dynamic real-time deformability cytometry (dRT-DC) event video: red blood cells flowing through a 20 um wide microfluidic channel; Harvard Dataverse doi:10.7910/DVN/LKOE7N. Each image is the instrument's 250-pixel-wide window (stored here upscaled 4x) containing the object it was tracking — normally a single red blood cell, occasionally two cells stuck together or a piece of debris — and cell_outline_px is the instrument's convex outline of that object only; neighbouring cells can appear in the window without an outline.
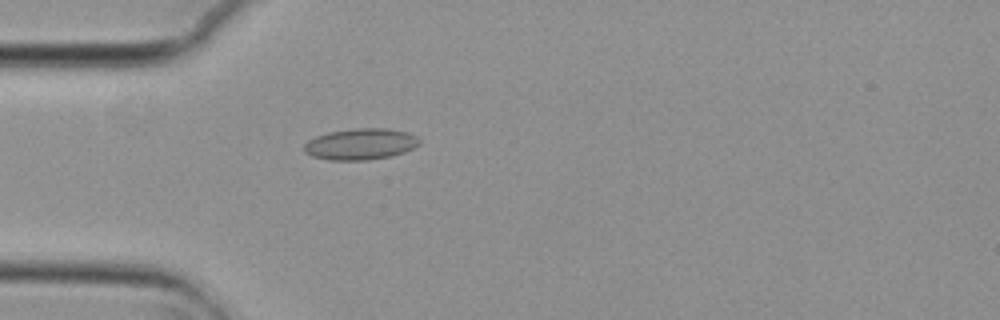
{"species": "common noctule bat (a hibernating species)", "species_latin": "Nyctalus noctula", "temperature_condition": "cold", "stored_images_in_passage": 51, "camera_frame_rate_fps": 3000, "um_per_image_px": 0.085, "animal": {"sex": "female", "body_mass_g": 29.2, "forearm_length_mm": 56.3}, "frame": {"image": 1, "passage_image": 16, "time_ms": 5.0, "image_size_px": [1000, 320], "cell_outline_px": [[420, 144], [404, 152], [392, 156], [368, 160], [328, 160], [312, 156], [304, 152], [304, 144], [308, 140], [316, 136], [328, 132], [356, 128], [388, 128], [408, 132], [416, 136], [420, 140]], "centroid_in_image_um": [30.65, 12.24], "position_along_channel_um": 54.4, "area_um2": 21.15}}
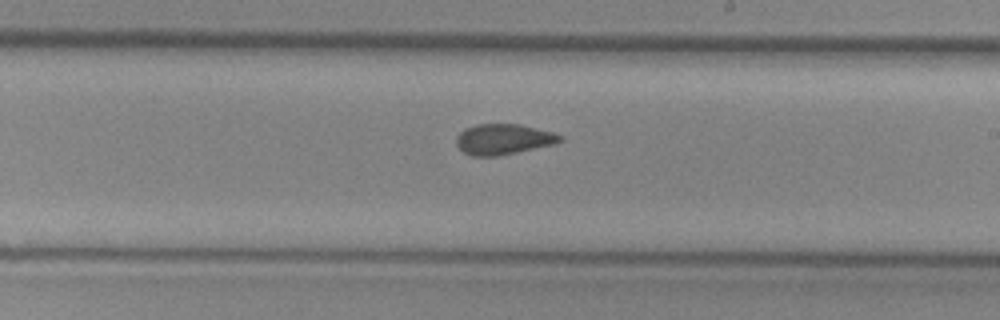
{"frame": {"image": 2, "passage_image": 32, "time_ms": 10.333, "image_size_px": [1000, 320], "cell_outline_px": [[564, 140], [556, 144], [496, 156], [472, 156], [464, 152], [456, 144], [456, 136], [464, 128], [476, 124], [520, 124], [552, 132], [560, 136]], "centroid_in_image_um": [42.77, 11.83], "position_along_channel_um": 246.2, "area_um2": 18.44}}
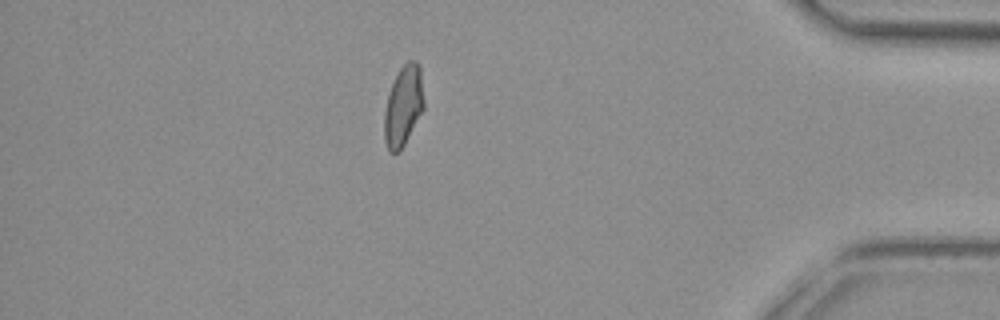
{"frame": {"image": 3, "passage_image": 48, "time_ms": 15.667, "image_size_px": [1000, 320], "cell_outline_px": [[424, 108], [400, 152], [388, 152], [384, 140], [384, 112], [388, 96], [392, 84], [400, 68], [408, 60], [416, 60], [420, 64], [424, 100]], "centroid_in_image_um": [34.29, 9.0], "position_along_channel_um": 400.9, "area_um2": 18.61}}